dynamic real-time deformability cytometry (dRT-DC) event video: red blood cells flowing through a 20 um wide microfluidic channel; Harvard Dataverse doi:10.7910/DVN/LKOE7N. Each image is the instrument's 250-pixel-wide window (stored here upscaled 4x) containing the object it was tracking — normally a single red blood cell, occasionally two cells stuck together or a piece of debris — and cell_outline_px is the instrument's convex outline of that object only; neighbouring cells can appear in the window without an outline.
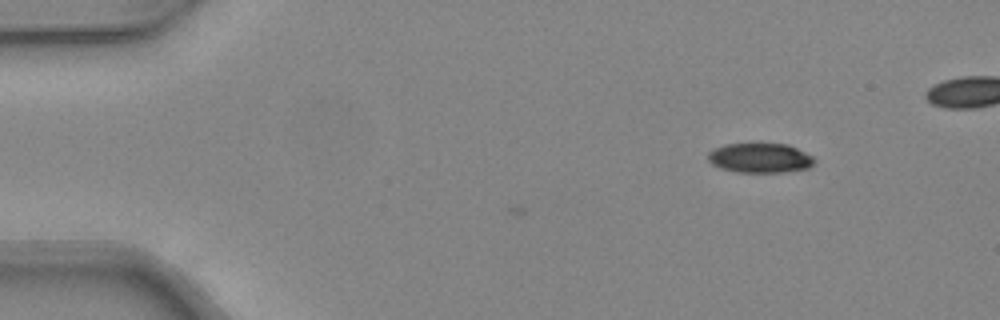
{"species": "common noctule bat (a hibernating species)", "species_latin": "Nyctalus noctula", "temperature_condition": "warm", "stored_images_in_passage": 4, "camera_frame_rate_fps": 3000, "um_per_image_px": 0.085, "animal": {"sex": "female", "body_mass_g": 24.6, "forearm_length_mm": 56.2}, "frame": {"image": 1, "passage_image": 1, "time_ms": 0.0, "image_size_px": [1000, 320], "cell_outline_px": [[816, 160], [808, 168], [784, 172], [736, 172], [720, 168], [712, 164], [708, 160], [708, 152], [724, 144], [788, 144], [812, 156]], "centroid_in_image_um": [64.59, 13.43], "position_along_channel_um": 20.4, "area_um2": 18.26}}